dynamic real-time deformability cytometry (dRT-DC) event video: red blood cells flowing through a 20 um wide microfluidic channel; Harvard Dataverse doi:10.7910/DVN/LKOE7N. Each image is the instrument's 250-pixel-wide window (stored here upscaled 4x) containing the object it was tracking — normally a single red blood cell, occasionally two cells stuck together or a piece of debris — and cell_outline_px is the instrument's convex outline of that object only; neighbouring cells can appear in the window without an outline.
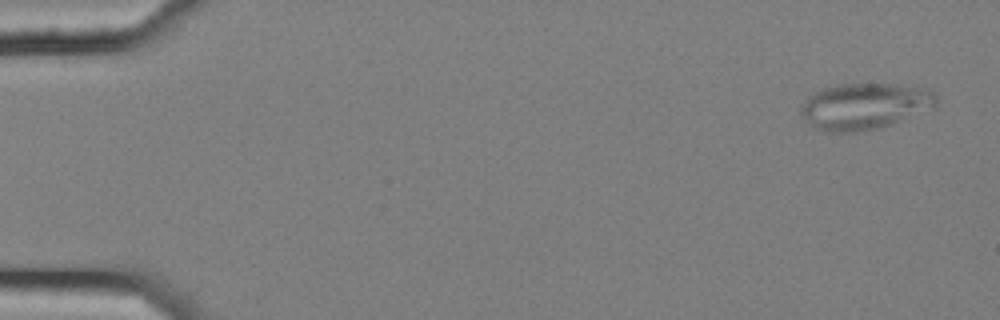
{"species": "common noctule bat (a hibernating species)", "species_latin": "Nyctalus noctula", "temperature_condition": "cold", "stored_images_in_passage": 4, "camera_frame_rate_fps": 3000, "um_per_image_px": 0.085, "animal": {"sex": "female", "body_mass_g": 25.1}, "frame": {"image": 1, "passage_image": 1, "time_ms": 0.0, "image_size_px": [1000, 320], "cell_outline_px": [[936, 108], [880, 128], [860, 132], [824, 132], [812, 128], [800, 112], [800, 104], [812, 92], [824, 88], [840, 84], [892, 84], [928, 88], [936, 92]], "centroid_in_image_um": [73.49, 9.04], "position_along_channel_um": 11.5, "area_um2": 37.17}}